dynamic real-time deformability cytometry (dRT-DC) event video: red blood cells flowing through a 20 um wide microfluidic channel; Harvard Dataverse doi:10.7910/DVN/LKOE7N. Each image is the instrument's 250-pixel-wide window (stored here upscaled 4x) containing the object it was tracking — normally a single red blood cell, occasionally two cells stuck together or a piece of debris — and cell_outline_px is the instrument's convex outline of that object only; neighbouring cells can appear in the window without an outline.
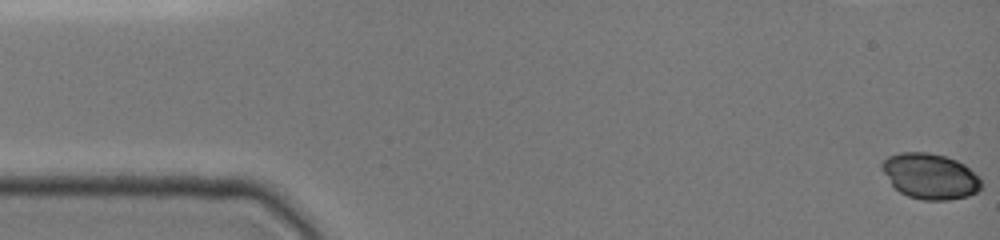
{"species": "common noctule bat (a hibernating species)", "species_latin": "Nyctalus noctula", "temperature_condition": "cold", "stored_images_in_passage": 24, "camera_frame_rate_fps": 3000, "um_per_image_px": 0.085, "animal": {"sex": "female", "body_mass_g": 19.0, "forearm_length_mm": 51.5}, "frame": {"image": 1, "passage_image": 1, "time_ms": 0.0, "image_size_px": [1000, 240], "cell_outline_px": [[980, 188], [976, 192], [968, 196], [948, 200], [924, 200], [908, 196], [900, 192], [892, 184], [880, 168], [880, 164], [888, 156], [900, 152], [928, 152], [944, 156], [956, 160], [964, 164], [980, 176]], "centroid_in_image_um": [79.05, 14.97], "position_along_channel_um": 5.9, "area_um2": 26.36}}
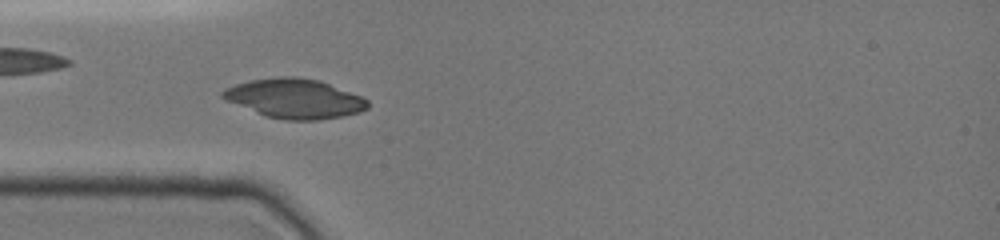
{"frame": {"image": 2, "passage_image": 23, "time_ms": 4.667, "image_size_px": [1000, 240], "cell_outline_px": [[368, 108], [360, 112], [340, 116], [316, 120], [284, 120], [264, 116], [228, 100], [220, 96], [220, 92], [224, 88], [236, 84], [252, 80], [276, 76], [296, 76], [320, 80], [360, 96], [368, 100]], "centroid_in_image_um": [25.03, 8.37], "position_along_channel_um": 60.0, "area_um2": 33.18}}